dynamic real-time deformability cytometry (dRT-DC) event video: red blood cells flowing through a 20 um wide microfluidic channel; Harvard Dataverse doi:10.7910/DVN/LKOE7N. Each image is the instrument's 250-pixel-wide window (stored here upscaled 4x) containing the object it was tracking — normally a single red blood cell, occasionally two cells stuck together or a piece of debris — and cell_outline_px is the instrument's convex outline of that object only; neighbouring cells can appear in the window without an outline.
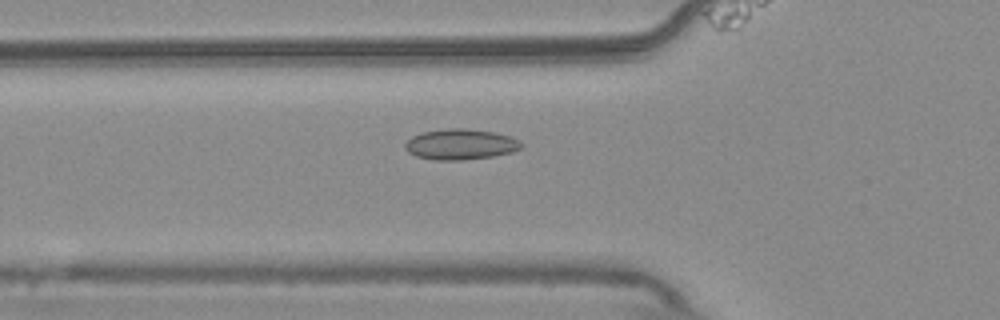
{"species": "common noctule bat (a hibernating species)", "species_latin": "Nyctalus noctula", "temperature_condition": "warm", "stored_images_in_passage": 40, "camera_frame_rate_fps": 3000, "um_per_image_px": 0.085, "animal": {"sex": "male", "body_mass_g": 20.4}, "frame": {"image": 1, "passage_image": 5, "time_ms": 1.333, "image_size_px": [1000, 320], "cell_outline_px": [[524, 144], [520, 148], [512, 152], [492, 156], [464, 160], [436, 160], [416, 156], [408, 152], [404, 148], [404, 144], [412, 136], [424, 132], [444, 128], [468, 128], [492, 132], [512, 136], [520, 140]], "centroid_in_image_um": [39.16, 12.26], "position_along_channel_um": 86.6, "area_um2": 20.87}}
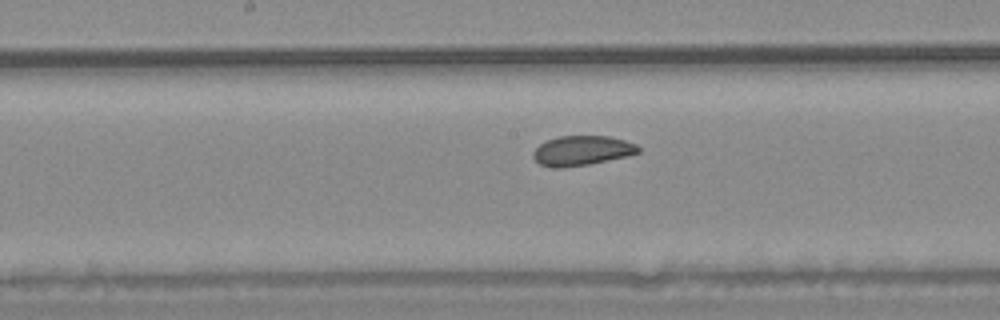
{"frame": {"image": 2, "passage_image": 14, "time_ms": 4.333, "image_size_px": [1000, 320], "cell_outline_px": [[640, 152], [628, 156], [588, 164], [564, 168], [556, 168], [540, 164], [532, 156], [532, 152], [540, 144], [556, 136], [608, 136], [624, 140], [636, 144], [640, 148]], "centroid_in_image_um": [49.46, 12.8], "position_along_channel_um": 198.7, "area_um2": 18.21}}
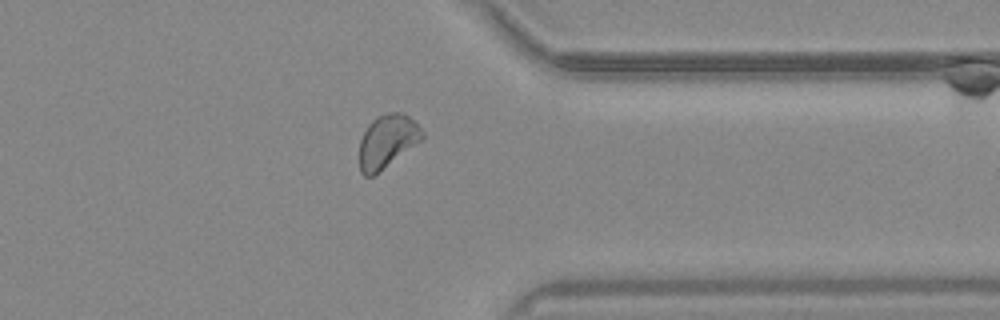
{"frame": {"image": 3, "passage_image": 29, "time_ms": 9.333, "image_size_px": [1000, 320], "cell_outline_px": [[424, 136], [420, 140], [372, 176], [364, 176], [360, 172], [360, 140], [368, 124], [376, 116], [392, 112], [400, 112], [408, 116], [424, 132]], "centroid_in_image_um": [32.88, 11.98], "position_along_channel_um": 378.5, "area_um2": 18.84}, "authors_computed_cell_mechanics": {"area_um2": 19.1029, "velocity_mm_per_s": 3.7125, "shape_relaxation_time_tau1_ms": null, "shape_relaxation_time_tau2_ms": 1.7023, "deformation_change_tau1": null, "deformation_change_tau2": 0.067}}